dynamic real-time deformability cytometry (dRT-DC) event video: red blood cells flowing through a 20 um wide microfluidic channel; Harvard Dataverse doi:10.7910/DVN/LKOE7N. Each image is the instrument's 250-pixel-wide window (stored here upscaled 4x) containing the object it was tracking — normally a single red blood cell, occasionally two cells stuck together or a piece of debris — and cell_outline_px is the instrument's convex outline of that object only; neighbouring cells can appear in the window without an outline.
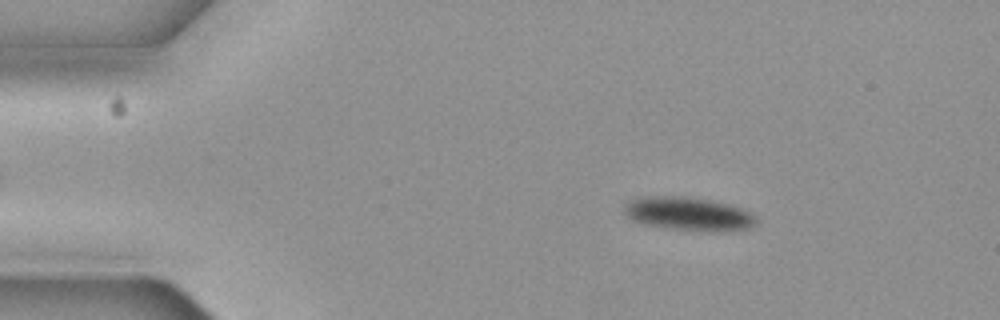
{"species": "common noctule bat (a hibernating species)", "species_latin": "Nyctalus noctula", "temperature_condition": "cold", "stored_images_in_passage": 3, "camera_frame_rate_fps": 3000, "um_per_image_px": 0.085, "animal": {"sex": "female", "body_mass_g": 19.3, "forearm_length_mm": 54.1}, "frame": {"image": 1, "passage_image": 1, "time_ms": 0.0, "image_size_px": [1000, 320], "cell_outline_px": [[756, 224], [748, 228], [724, 232], [708, 232], [668, 228], [640, 224], [632, 220], [624, 212], [624, 204], [632, 200], [644, 196], [684, 196], [712, 200], [740, 208], [748, 212], [756, 220]], "centroid_in_image_um": [58.48, 18.19], "position_along_channel_um": 26.5, "area_um2": 25.84}}